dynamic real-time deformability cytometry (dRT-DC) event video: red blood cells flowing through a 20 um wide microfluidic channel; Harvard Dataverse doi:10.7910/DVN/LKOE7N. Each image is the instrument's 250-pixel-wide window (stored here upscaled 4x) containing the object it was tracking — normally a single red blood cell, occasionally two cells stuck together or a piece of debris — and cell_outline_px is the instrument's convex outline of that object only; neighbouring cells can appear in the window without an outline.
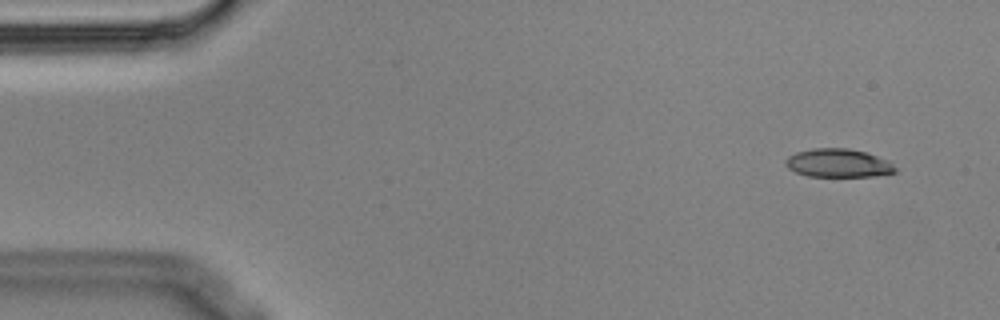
{"species": "Egyptian fruit bat (a non-hibernating species)", "species_latin": "Rousettus aegyptiacus", "temperature_condition": "cold", "stored_images_in_passage": 4, "camera_frame_rate_fps": 3000, "um_per_image_px": 0.085, "animal": {"sex": "male"}, "frame": {"image": 1, "passage_image": 1, "time_ms": 0.0, "image_size_px": [1000, 320], "cell_outline_px": [[896, 172], [872, 176], [808, 176], [796, 172], [788, 168], [784, 164], [784, 160], [788, 156], [796, 152], [812, 148], [848, 148], [864, 152], [888, 160], [896, 168]], "centroid_in_image_um": [71.21, 13.85], "position_along_channel_um": 13.8, "area_um2": 18.09}}
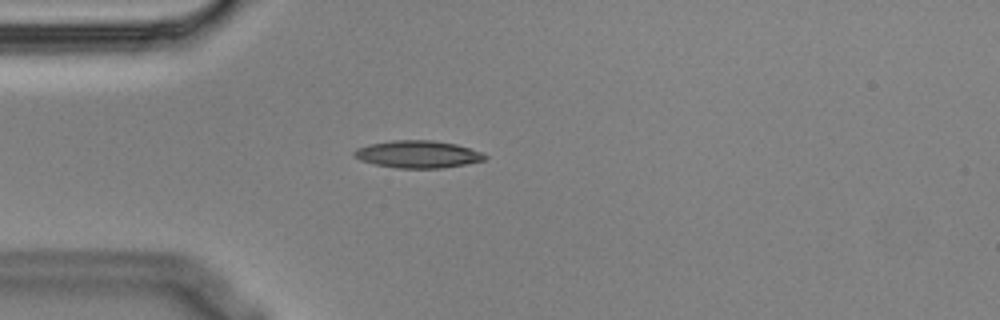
{"frame": {"image": 2, "passage_image": 4, "time_ms": 1.0, "image_size_px": [1000, 320], "cell_outline_px": [[488, 156], [484, 160], [444, 168], [396, 168], [372, 164], [360, 160], [352, 156], [352, 152], [356, 148], [372, 144], [392, 140], [432, 140], [456, 144], [480, 152]], "centroid_in_image_um": [35.46, 13.12], "position_along_channel_um": 49.5, "area_um2": 20.81}}